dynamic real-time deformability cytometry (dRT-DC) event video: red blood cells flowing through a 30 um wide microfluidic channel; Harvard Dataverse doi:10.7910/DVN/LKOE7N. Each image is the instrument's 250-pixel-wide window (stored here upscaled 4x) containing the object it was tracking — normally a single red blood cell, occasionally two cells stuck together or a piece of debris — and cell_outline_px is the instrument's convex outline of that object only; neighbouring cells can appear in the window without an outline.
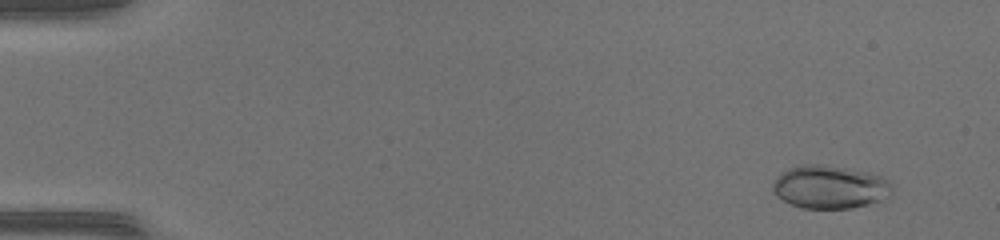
{"species": "common noctule bat (a hibernating species)", "species_latin": "Nyctalus noctula", "temperature_condition": "warm", "stored_images_in_passage": 47, "camera_frame_rate_fps": 3000, "um_per_image_px": 0.085, "animal": {"sex": "female", "body_mass_g": 17.0, "forearm_length_mm": 48.0}, "frame": {"image": 1, "passage_image": 4, "time_ms": 1.0, "image_size_px": [1000, 240], "cell_outline_px": [[892, 192], [888, 200], [852, 208], [804, 208], [792, 204], [776, 196], [772, 192], [772, 184], [776, 176], [788, 168], [804, 164], [820, 164], [848, 168], [880, 176], [888, 180], [892, 184]], "centroid_in_image_um": [70.56, 15.9], "position_along_channel_um": 14.4, "area_um2": 30.29}}
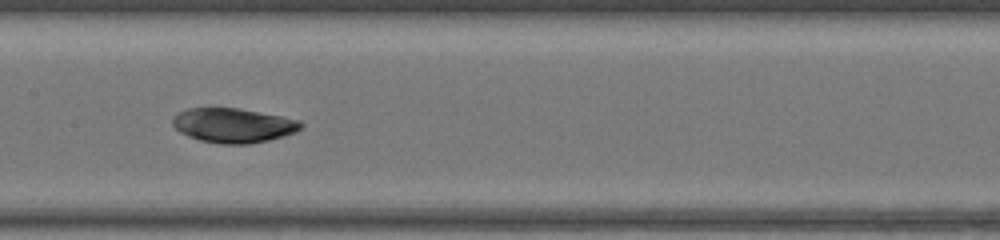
{"frame": {"image": 2, "passage_image": 24, "time_ms": 7.667, "image_size_px": [1000, 240], "cell_outline_px": [[304, 124], [296, 132], [284, 136], [268, 140], [248, 144], [220, 144], [200, 140], [188, 136], [180, 132], [172, 124], [172, 116], [176, 112], [188, 108], [240, 108], [300, 120]], "centroid_in_image_um": [19.81, 10.65], "position_along_channel_um": 187.6, "area_um2": 25.89}}
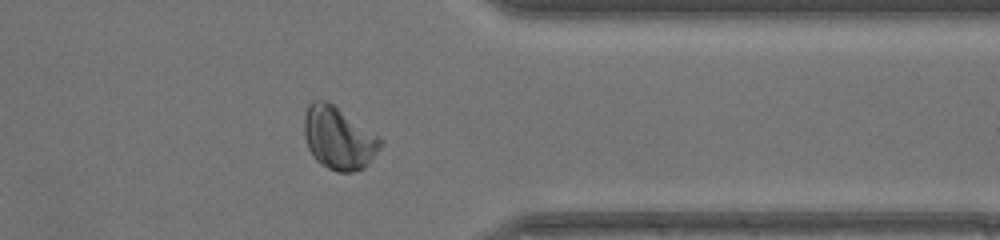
{"frame": {"image": 3, "passage_image": 38, "time_ms": 12.333, "image_size_px": [1000, 240], "cell_outline_px": [[384, 144], [368, 164], [364, 168], [352, 172], [336, 172], [320, 164], [312, 156], [308, 148], [304, 136], [304, 116], [308, 104], [312, 100], [328, 100], [380, 136], [384, 140]], "centroid_in_image_um": [28.79, 11.73], "position_along_channel_um": 382.6, "area_um2": 28.38}, "authors_computed_cell_mechanics": {"area_um2": 27.166, "velocity_mm_per_s": 4.3407, "shape_relaxation_time_tau1_ms": 1.7971, "shape_relaxation_time_tau2_ms": 1.7009, "deformation_change_tau1": 0.099, "deformation_change_tau2": 0.0563}}